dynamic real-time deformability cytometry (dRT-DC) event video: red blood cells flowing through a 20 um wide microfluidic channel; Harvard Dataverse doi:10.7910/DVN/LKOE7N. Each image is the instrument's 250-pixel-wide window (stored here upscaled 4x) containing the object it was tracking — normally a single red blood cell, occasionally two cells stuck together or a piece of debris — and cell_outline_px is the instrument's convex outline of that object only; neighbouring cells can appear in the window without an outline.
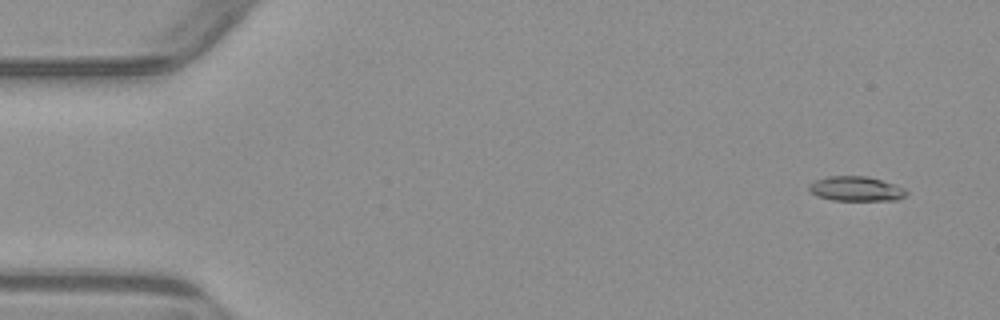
{"species": "common noctule bat (a hibernating species)", "species_latin": "Nyctalus noctula", "temperature_condition": "warm", "stored_images_in_passage": 5, "segment_of_instrument_passage": [2, 2], "camera_frame_rate_fps": 3000, "um_per_image_px": 0.085, "animal": {"sex": "male", "body_mass_g": 23.1, "forearm_length_mm": 52.7}, "frame": {"image": 1, "passage_image": 5, "time_ms": 5.667, "image_size_px": [1000, 320], "cell_outline_px": [[908, 192], [904, 196], [896, 200], [832, 200], [816, 196], [808, 188], [808, 184], [816, 180], [828, 176], [868, 176], [904, 188]], "centroid_in_image_um": [72.73, 16.05], "position_along_channel_um": 12.3, "area_um2": 13.87}}